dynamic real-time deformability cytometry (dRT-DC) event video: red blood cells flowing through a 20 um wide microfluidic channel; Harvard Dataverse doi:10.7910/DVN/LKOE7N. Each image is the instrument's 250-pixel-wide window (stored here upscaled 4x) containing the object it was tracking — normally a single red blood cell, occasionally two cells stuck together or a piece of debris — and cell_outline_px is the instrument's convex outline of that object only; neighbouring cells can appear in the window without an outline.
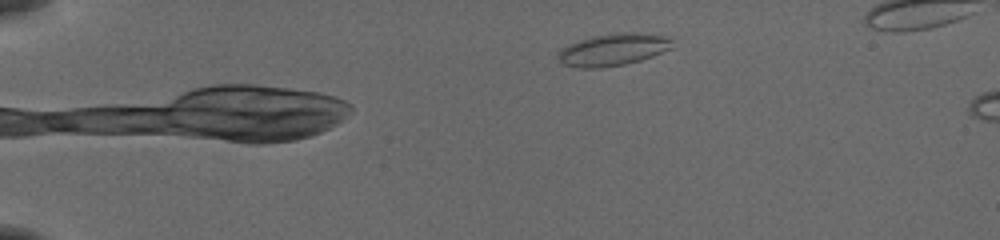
{"species": "common noctule bat (a hibernating species)", "species_latin": "Nyctalus noctula", "temperature_condition": "cold", "stored_images_in_passage": 45, "segment_of_instrument_passage": [1, 2], "camera_frame_rate_fps": 3000, "um_per_image_px": 0.085, "animal": {"sex": "female", "body_mass_g": 19.5, "forearm_length_mm": 54.1}, "frame": {"image": 1, "passage_image": 1, "time_ms": 0.0, "image_size_px": [1000, 240], "cell_outline_px": [[672, 48], [652, 56], [640, 60], [624, 64], [600, 68], [580, 68], [560, 64], [556, 56], [556, 52], [568, 44], [592, 36], [620, 32], [636, 32], [672, 36]], "centroid_in_image_um": [52.1, 4.21], "position_along_channel_um": 32.9, "area_um2": 21.73}}
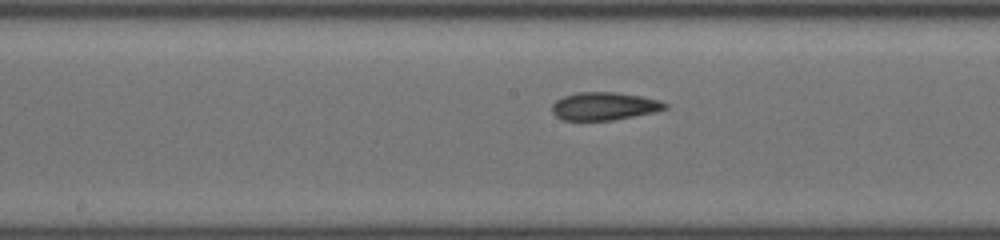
{"frame": {"image": 2, "passage_image": 20, "time_ms": 6.333, "image_size_px": [1000, 240], "cell_outline_px": [[668, 108], [656, 112], [612, 120], [560, 120], [552, 112], [552, 104], [556, 100], [564, 96], [576, 92], [616, 92], [644, 96], [660, 100], [668, 104]], "centroid_in_image_um": [51.38, 9.02], "position_along_channel_um": 196.8, "area_um2": 18.61}}
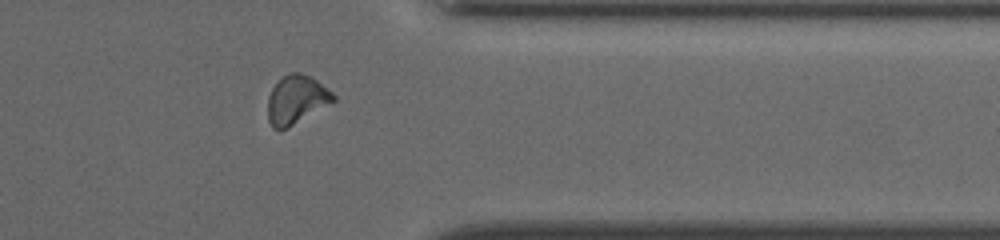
{"frame": {"image": 3, "passage_image": 35, "time_ms": 11.333, "image_size_px": [1000, 240], "cell_outline_px": [[336, 100], [288, 128], [272, 128], [268, 120], [268, 96], [272, 88], [288, 72], [300, 72], [312, 76], [332, 92], [336, 96]], "centroid_in_image_um": [25.2, 8.45], "position_along_channel_um": 386.2, "area_um2": 18.5}}